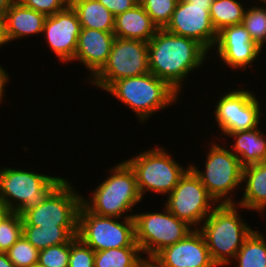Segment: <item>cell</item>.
I'll use <instances>...</instances> for the list:
<instances>
[{"mask_svg":"<svg viewBox=\"0 0 266 267\" xmlns=\"http://www.w3.org/2000/svg\"><path fill=\"white\" fill-rule=\"evenodd\" d=\"M245 10L238 0H214L210 9V19L216 32L228 26L241 24Z\"/></svg>","mask_w":266,"mask_h":267,"instance_id":"4316f807","label":"cell"},{"mask_svg":"<svg viewBox=\"0 0 266 267\" xmlns=\"http://www.w3.org/2000/svg\"><path fill=\"white\" fill-rule=\"evenodd\" d=\"M69 258L70 241L40 250L37 264L42 267H68Z\"/></svg>","mask_w":266,"mask_h":267,"instance_id":"1f68e13d","label":"cell"},{"mask_svg":"<svg viewBox=\"0 0 266 267\" xmlns=\"http://www.w3.org/2000/svg\"><path fill=\"white\" fill-rule=\"evenodd\" d=\"M233 260L237 261L236 267H266V238L264 235L253 230Z\"/></svg>","mask_w":266,"mask_h":267,"instance_id":"484cf974","label":"cell"},{"mask_svg":"<svg viewBox=\"0 0 266 267\" xmlns=\"http://www.w3.org/2000/svg\"><path fill=\"white\" fill-rule=\"evenodd\" d=\"M105 91L109 92L133 110L141 123L158 110H163L179 99V93L166 81L151 72L122 78L113 82Z\"/></svg>","mask_w":266,"mask_h":267,"instance_id":"277c9868","label":"cell"},{"mask_svg":"<svg viewBox=\"0 0 266 267\" xmlns=\"http://www.w3.org/2000/svg\"><path fill=\"white\" fill-rule=\"evenodd\" d=\"M80 31L77 14L68 6L65 10L47 16L42 34H45L50 49L63 63L73 61Z\"/></svg>","mask_w":266,"mask_h":267,"instance_id":"2e32d148","label":"cell"},{"mask_svg":"<svg viewBox=\"0 0 266 267\" xmlns=\"http://www.w3.org/2000/svg\"><path fill=\"white\" fill-rule=\"evenodd\" d=\"M23 6L31 8L45 15H53L65 10L69 5L67 0H17Z\"/></svg>","mask_w":266,"mask_h":267,"instance_id":"836d02e7","label":"cell"},{"mask_svg":"<svg viewBox=\"0 0 266 267\" xmlns=\"http://www.w3.org/2000/svg\"><path fill=\"white\" fill-rule=\"evenodd\" d=\"M188 3L198 6H211L214 0H186Z\"/></svg>","mask_w":266,"mask_h":267,"instance_id":"60d3db41","label":"cell"},{"mask_svg":"<svg viewBox=\"0 0 266 267\" xmlns=\"http://www.w3.org/2000/svg\"><path fill=\"white\" fill-rule=\"evenodd\" d=\"M0 267H16L8 258L6 253L0 252Z\"/></svg>","mask_w":266,"mask_h":267,"instance_id":"ab89813d","label":"cell"},{"mask_svg":"<svg viewBox=\"0 0 266 267\" xmlns=\"http://www.w3.org/2000/svg\"><path fill=\"white\" fill-rule=\"evenodd\" d=\"M114 39L113 32L81 28L73 61L83 63L93 78L106 64Z\"/></svg>","mask_w":266,"mask_h":267,"instance_id":"ac0fdd59","label":"cell"},{"mask_svg":"<svg viewBox=\"0 0 266 267\" xmlns=\"http://www.w3.org/2000/svg\"><path fill=\"white\" fill-rule=\"evenodd\" d=\"M71 7L77 14L81 28L113 32L115 16L98 0H82Z\"/></svg>","mask_w":266,"mask_h":267,"instance_id":"603a6c76","label":"cell"},{"mask_svg":"<svg viewBox=\"0 0 266 267\" xmlns=\"http://www.w3.org/2000/svg\"><path fill=\"white\" fill-rule=\"evenodd\" d=\"M103 4L114 16L132 9L138 3L137 0H98Z\"/></svg>","mask_w":266,"mask_h":267,"instance_id":"e575fe53","label":"cell"},{"mask_svg":"<svg viewBox=\"0 0 266 267\" xmlns=\"http://www.w3.org/2000/svg\"><path fill=\"white\" fill-rule=\"evenodd\" d=\"M22 235V216L19 213L12 212L0 223V252L6 253Z\"/></svg>","mask_w":266,"mask_h":267,"instance_id":"4dcf8cb0","label":"cell"},{"mask_svg":"<svg viewBox=\"0 0 266 267\" xmlns=\"http://www.w3.org/2000/svg\"><path fill=\"white\" fill-rule=\"evenodd\" d=\"M23 235L40 251L53 245L68 243L74 236H77V226L39 228L35 225H23Z\"/></svg>","mask_w":266,"mask_h":267,"instance_id":"cb8c5ba5","label":"cell"},{"mask_svg":"<svg viewBox=\"0 0 266 267\" xmlns=\"http://www.w3.org/2000/svg\"><path fill=\"white\" fill-rule=\"evenodd\" d=\"M157 25L139 3L130 10L115 16V37L149 42L158 31Z\"/></svg>","mask_w":266,"mask_h":267,"instance_id":"d6986e66","label":"cell"},{"mask_svg":"<svg viewBox=\"0 0 266 267\" xmlns=\"http://www.w3.org/2000/svg\"><path fill=\"white\" fill-rule=\"evenodd\" d=\"M141 253L140 247L98 251L95 252L94 267H147L148 262Z\"/></svg>","mask_w":266,"mask_h":267,"instance_id":"d4e9b609","label":"cell"},{"mask_svg":"<svg viewBox=\"0 0 266 267\" xmlns=\"http://www.w3.org/2000/svg\"><path fill=\"white\" fill-rule=\"evenodd\" d=\"M134 170L139 194L145 192L169 195L179 180L190 169H184L161 147H154L125 160Z\"/></svg>","mask_w":266,"mask_h":267,"instance_id":"52a82bcc","label":"cell"},{"mask_svg":"<svg viewBox=\"0 0 266 267\" xmlns=\"http://www.w3.org/2000/svg\"><path fill=\"white\" fill-rule=\"evenodd\" d=\"M12 213L11 209L0 200V223Z\"/></svg>","mask_w":266,"mask_h":267,"instance_id":"74e56055","label":"cell"},{"mask_svg":"<svg viewBox=\"0 0 266 267\" xmlns=\"http://www.w3.org/2000/svg\"><path fill=\"white\" fill-rule=\"evenodd\" d=\"M248 90L228 91L218 99L214 110L215 121L222 134L229 135L237 131L251 130L258 127L262 117L260 103ZM260 122V123H259Z\"/></svg>","mask_w":266,"mask_h":267,"instance_id":"4fadbf2b","label":"cell"},{"mask_svg":"<svg viewBox=\"0 0 266 267\" xmlns=\"http://www.w3.org/2000/svg\"><path fill=\"white\" fill-rule=\"evenodd\" d=\"M236 208L238 209L236 203L216 205L198 229L217 267L230 264V257L235 258L245 239L253 231Z\"/></svg>","mask_w":266,"mask_h":267,"instance_id":"7a4b0ae2","label":"cell"},{"mask_svg":"<svg viewBox=\"0 0 266 267\" xmlns=\"http://www.w3.org/2000/svg\"><path fill=\"white\" fill-rule=\"evenodd\" d=\"M207 52L196 40L159 28L148 42L149 70L180 94L182 81L203 65Z\"/></svg>","mask_w":266,"mask_h":267,"instance_id":"6da1fadb","label":"cell"},{"mask_svg":"<svg viewBox=\"0 0 266 267\" xmlns=\"http://www.w3.org/2000/svg\"><path fill=\"white\" fill-rule=\"evenodd\" d=\"M9 43L6 32V19L5 16H0V46Z\"/></svg>","mask_w":266,"mask_h":267,"instance_id":"8d00e7d4","label":"cell"},{"mask_svg":"<svg viewBox=\"0 0 266 267\" xmlns=\"http://www.w3.org/2000/svg\"><path fill=\"white\" fill-rule=\"evenodd\" d=\"M210 9L211 6H198L186 0H179L165 29L170 33L196 40L209 53L218 37L210 19Z\"/></svg>","mask_w":266,"mask_h":267,"instance_id":"5bb4252c","label":"cell"},{"mask_svg":"<svg viewBox=\"0 0 266 267\" xmlns=\"http://www.w3.org/2000/svg\"><path fill=\"white\" fill-rule=\"evenodd\" d=\"M236 139L231 151L245 167L251 164L266 162V135L256 127L251 130L237 131L228 135Z\"/></svg>","mask_w":266,"mask_h":267,"instance_id":"44dd1931","label":"cell"},{"mask_svg":"<svg viewBox=\"0 0 266 267\" xmlns=\"http://www.w3.org/2000/svg\"><path fill=\"white\" fill-rule=\"evenodd\" d=\"M46 18L44 13L25 7L15 0L5 14L9 42L42 33Z\"/></svg>","mask_w":266,"mask_h":267,"instance_id":"ffe728a7","label":"cell"},{"mask_svg":"<svg viewBox=\"0 0 266 267\" xmlns=\"http://www.w3.org/2000/svg\"><path fill=\"white\" fill-rule=\"evenodd\" d=\"M14 1L15 0H0V16H5L7 10Z\"/></svg>","mask_w":266,"mask_h":267,"instance_id":"f35d334b","label":"cell"},{"mask_svg":"<svg viewBox=\"0 0 266 267\" xmlns=\"http://www.w3.org/2000/svg\"><path fill=\"white\" fill-rule=\"evenodd\" d=\"M149 264L152 267H217L203 235L195 228L182 240L161 250Z\"/></svg>","mask_w":266,"mask_h":267,"instance_id":"9a60e30c","label":"cell"},{"mask_svg":"<svg viewBox=\"0 0 266 267\" xmlns=\"http://www.w3.org/2000/svg\"><path fill=\"white\" fill-rule=\"evenodd\" d=\"M16 267H34L38 263L39 250L22 235L6 252Z\"/></svg>","mask_w":266,"mask_h":267,"instance_id":"f1b7e54d","label":"cell"},{"mask_svg":"<svg viewBox=\"0 0 266 267\" xmlns=\"http://www.w3.org/2000/svg\"><path fill=\"white\" fill-rule=\"evenodd\" d=\"M148 72V43L115 37L106 64L89 81L106 90L119 79L141 76Z\"/></svg>","mask_w":266,"mask_h":267,"instance_id":"30bf717a","label":"cell"},{"mask_svg":"<svg viewBox=\"0 0 266 267\" xmlns=\"http://www.w3.org/2000/svg\"><path fill=\"white\" fill-rule=\"evenodd\" d=\"M110 171V176L94 188L91 198L82 196V204L99 216L133 217L134 214L126 215V212L132 211L133 206L142 200L135 172L126 161L120 162Z\"/></svg>","mask_w":266,"mask_h":267,"instance_id":"3957f363","label":"cell"},{"mask_svg":"<svg viewBox=\"0 0 266 267\" xmlns=\"http://www.w3.org/2000/svg\"><path fill=\"white\" fill-rule=\"evenodd\" d=\"M64 178L22 169H0V200L21 216L37 207L64 181Z\"/></svg>","mask_w":266,"mask_h":267,"instance_id":"5b68a950","label":"cell"},{"mask_svg":"<svg viewBox=\"0 0 266 267\" xmlns=\"http://www.w3.org/2000/svg\"><path fill=\"white\" fill-rule=\"evenodd\" d=\"M167 196L165 208L178 219L193 226V229L194 227L198 229L197 224L202 223L215 208L214 206L218 205L191 169Z\"/></svg>","mask_w":266,"mask_h":267,"instance_id":"8fae6325","label":"cell"},{"mask_svg":"<svg viewBox=\"0 0 266 267\" xmlns=\"http://www.w3.org/2000/svg\"><path fill=\"white\" fill-rule=\"evenodd\" d=\"M99 216L81 204L78 212L77 237L95 252L112 248L139 247L135 240L133 217Z\"/></svg>","mask_w":266,"mask_h":267,"instance_id":"8992f818","label":"cell"},{"mask_svg":"<svg viewBox=\"0 0 266 267\" xmlns=\"http://www.w3.org/2000/svg\"><path fill=\"white\" fill-rule=\"evenodd\" d=\"M95 251L83 243L77 236L70 240V258L68 267H94Z\"/></svg>","mask_w":266,"mask_h":267,"instance_id":"d6a6232c","label":"cell"},{"mask_svg":"<svg viewBox=\"0 0 266 267\" xmlns=\"http://www.w3.org/2000/svg\"><path fill=\"white\" fill-rule=\"evenodd\" d=\"M215 47L221 61L232 69H246L262 53V48L252 41L242 23L225 27L218 32Z\"/></svg>","mask_w":266,"mask_h":267,"instance_id":"e0dca14e","label":"cell"},{"mask_svg":"<svg viewBox=\"0 0 266 267\" xmlns=\"http://www.w3.org/2000/svg\"><path fill=\"white\" fill-rule=\"evenodd\" d=\"M79 1H82V0H67L68 5H69L70 7H71L74 3L79 2Z\"/></svg>","mask_w":266,"mask_h":267,"instance_id":"b9f144b4","label":"cell"},{"mask_svg":"<svg viewBox=\"0 0 266 267\" xmlns=\"http://www.w3.org/2000/svg\"><path fill=\"white\" fill-rule=\"evenodd\" d=\"M135 240L149 263L161 250L182 240L193 228L166 208L162 213H136Z\"/></svg>","mask_w":266,"mask_h":267,"instance_id":"9c48e42d","label":"cell"},{"mask_svg":"<svg viewBox=\"0 0 266 267\" xmlns=\"http://www.w3.org/2000/svg\"><path fill=\"white\" fill-rule=\"evenodd\" d=\"M211 144L204 164L205 172L192 164L189 165L190 169L200 179L216 203L234 204L235 201L232 200L231 195L234 189L243 183V166L230 149H226L224 145L220 147L219 144Z\"/></svg>","mask_w":266,"mask_h":267,"instance_id":"ba28073f","label":"cell"},{"mask_svg":"<svg viewBox=\"0 0 266 267\" xmlns=\"http://www.w3.org/2000/svg\"><path fill=\"white\" fill-rule=\"evenodd\" d=\"M266 4V0H260ZM242 24L249 32L251 39L263 49L266 43V8L264 6H253L245 10Z\"/></svg>","mask_w":266,"mask_h":267,"instance_id":"83f0119b","label":"cell"},{"mask_svg":"<svg viewBox=\"0 0 266 267\" xmlns=\"http://www.w3.org/2000/svg\"><path fill=\"white\" fill-rule=\"evenodd\" d=\"M179 0H142L140 4L158 28H165L171 21Z\"/></svg>","mask_w":266,"mask_h":267,"instance_id":"f546056e","label":"cell"},{"mask_svg":"<svg viewBox=\"0 0 266 267\" xmlns=\"http://www.w3.org/2000/svg\"><path fill=\"white\" fill-rule=\"evenodd\" d=\"M70 183L65 179L44 202L27 210L22 215L23 225L39 228L77 226L82 197Z\"/></svg>","mask_w":266,"mask_h":267,"instance_id":"7c38bea8","label":"cell"},{"mask_svg":"<svg viewBox=\"0 0 266 267\" xmlns=\"http://www.w3.org/2000/svg\"><path fill=\"white\" fill-rule=\"evenodd\" d=\"M9 80V74L5 71V69L0 66V104L2 103L3 100V96H4V89H5V84H7V82Z\"/></svg>","mask_w":266,"mask_h":267,"instance_id":"d590c367","label":"cell"},{"mask_svg":"<svg viewBox=\"0 0 266 267\" xmlns=\"http://www.w3.org/2000/svg\"><path fill=\"white\" fill-rule=\"evenodd\" d=\"M242 182L245 191L237 206L259 212L266 210V162L243 167Z\"/></svg>","mask_w":266,"mask_h":267,"instance_id":"7402d4cb","label":"cell"}]
</instances>
